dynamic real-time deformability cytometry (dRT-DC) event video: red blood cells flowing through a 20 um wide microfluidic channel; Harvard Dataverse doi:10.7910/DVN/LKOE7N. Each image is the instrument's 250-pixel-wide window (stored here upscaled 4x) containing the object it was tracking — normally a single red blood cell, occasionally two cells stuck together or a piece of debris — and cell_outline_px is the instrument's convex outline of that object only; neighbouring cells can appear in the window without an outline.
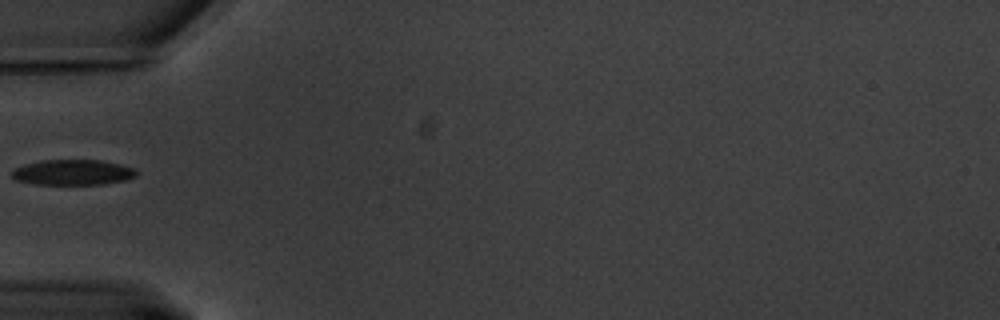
{"species": "common noctule bat (a hibernating species)", "species_latin": "Nyctalus noctula", "temperature_condition": "warm", "stored_images_in_passage": 5, "camera_frame_rate_fps": 3000, "um_per_image_px": 0.085, "animal": {"sex": "male", "body_mass_g": 20.1, "forearm_length_mm": 53.5}, "frame": {"image": 1, "passage_image": 1, "time_ms": 0.0, "image_size_px": [1000, 320], "cell_outline_px": [[136, 176], [128, 180], [104, 184], [36, 184], [16, 180], [12, 176], [12, 172], [16, 168], [24, 164], [40, 160], [100, 160], [120, 164], [136, 168]], "centroid_in_image_um": [6.23, 14.64], "position_along_channel_um": 78.8, "area_um2": 18.5}}